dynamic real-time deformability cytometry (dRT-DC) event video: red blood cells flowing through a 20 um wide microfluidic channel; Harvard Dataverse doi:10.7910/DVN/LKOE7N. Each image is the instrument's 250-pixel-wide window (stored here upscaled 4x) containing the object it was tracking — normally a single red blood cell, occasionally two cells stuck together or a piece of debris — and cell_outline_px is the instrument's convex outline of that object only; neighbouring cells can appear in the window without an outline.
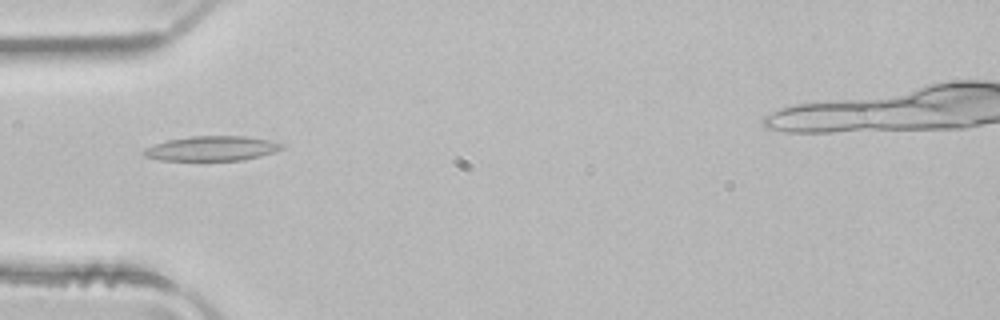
{"species": "common noctule bat (a hibernating species)", "species_latin": "Nyctalus noctula", "temperature_condition": "room temperature", "stored_images_in_passage": 3, "camera_frame_rate_fps": 3000, "um_per_image_px": 0.085, "animal": {"sex": "male", "body_mass_g": 21.5, "forearm_length_mm": 52.0}, "frame": {"image": 1, "passage_image": 3, "time_ms": 0.667, "image_size_px": [1000, 320], "cell_outline_px": [[284, 148], [260, 156], [244, 160], [160, 160], [144, 156], [140, 152], [144, 148], [168, 140], [192, 136], [248, 136], [268, 140], [284, 144]], "centroid_in_image_um": [17.99, 12.62], "position_along_channel_um": 67.0, "area_um2": 19.83}}